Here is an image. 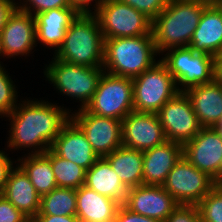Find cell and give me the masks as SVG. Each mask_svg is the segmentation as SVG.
I'll use <instances>...</instances> for the list:
<instances>
[{
    "label": "cell",
    "mask_w": 222,
    "mask_h": 222,
    "mask_svg": "<svg viewBox=\"0 0 222 222\" xmlns=\"http://www.w3.org/2000/svg\"><path fill=\"white\" fill-rule=\"evenodd\" d=\"M16 161L11 160L8 154L0 150V192L4 189L8 176L11 170L14 168Z\"/></svg>",
    "instance_id": "cell-36"
},
{
    "label": "cell",
    "mask_w": 222,
    "mask_h": 222,
    "mask_svg": "<svg viewBox=\"0 0 222 222\" xmlns=\"http://www.w3.org/2000/svg\"><path fill=\"white\" fill-rule=\"evenodd\" d=\"M0 37L6 58H15L19 55L25 58L30 56L37 46L34 16L17 7L2 29Z\"/></svg>",
    "instance_id": "cell-15"
},
{
    "label": "cell",
    "mask_w": 222,
    "mask_h": 222,
    "mask_svg": "<svg viewBox=\"0 0 222 222\" xmlns=\"http://www.w3.org/2000/svg\"><path fill=\"white\" fill-rule=\"evenodd\" d=\"M104 1L105 0H70L71 6L76 8L80 13H93V10L95 11ZM91 2L95 3L93 4V9L91 8Z\"/></svg>",
    "instance_id": "cell-38"
},
{
    "label": "cell",
    "mask_w": 222,
    "mask_h": 222,
    "mask_svg": "<svg viewBox=\"0 0 222 222\" xmlns=\"http://www.w3.org/2000/svg\"><path fill=\"white\" fill-rule=\"evenodd\" d=\"M196 53L216 56L222 49V10L208 4L201 15L189 46Z\"/></svg>",
    "instance_id": "cell-21"
},
{
    "label": "cell",
    "mask_w": 222,
    "mask_h": 222,
    "mask_svg": "<svg viewBox=\"0 0 222 222\" xmlns=\"http://www.w3.org/2000/svg\"><path fill=\"white\" fill-rule=\"evenodd\" d=\"M213 128L222 134V116Z\"/></svg>",
    "instance_id": "cell-41"
},
{
    "label": "cell",
    "mask_w": 222,
    "mask_h": 222,
    "mask_svg": "<svg viewBox=\"0 0 222 222\" xmlns=\"http://www.w3.org/2000/svg\"><path fill=\"white\" fill-rule=\"evenodd\" d=\"M218 182L183 156L167 175L162 187L178 204L197 205Z\"/></svg>",
    "instance_id": "cell-10"
},
{
    "label": "cell",
    "mask_w": 222,
    "mask_h": 222,
    "mask_svg": "<svg viewBox=\"0 0 222 222\" xmlns=\"http://www.w3.org/2000/svg\"><path fill=\"white\" fill-rule=\"evenodd\" d=\"M17 1V0H16ZM17 7L32 16L57 8L72 7L70 0H19Z\"/></svg>",
    "instance_id": "cell-31"
},
{
    "label": "cell",
    "mask_w": 222,
    "mask_h": 222,
    "mask_svg": "<svg viewBox=\"0 0 222 222\" xmlns=\"http://www.w3.org/2000/svg\"><path fill=\"white\" fill-rule=\"evenodd\" d=\"M198 0H169L164 10L152 20L151 33L157 53L170 48L188 47L204 8Z\"/></svg>",
    "instance_id": "cell-2"
},
{
    "label": "cell",
    "mask_w": 222,
    "mask_h": 222,
    "mask_svg": "<svg viewBox=\"0 0 222 222\" xmlns=\"http://www.w3.org/2000/svg\"><path fill=\"white\" fill-rule=\"evenodd\" d=\"M214 58H222V49L218 55L214 56Z\"/></svg>",
    "instance_id": "cell-45"
},
{
    "label": "cell",
    "mask_w": 222,
    "mask_h": 222,
    "mask_svg": "<svg viewBox=\"0 0 222 222\" xmlns=\"http://www.w3.org/2000/svg\"><path fill=\"white\" fill-rule=\"evenodd\" d=\"M22 102V103H21ZM45 100L19 101L5 117L10 120L7 148L31 151L27 154L45 153L51 148L63 126L71 119V109ZM29 148V149H28Z\"/></svg>",
    "instance_id": "cell-1"
},
{
    "label": "cell",
    "mask_w": 222,
    "mask_h": 222,
    "mask_svg": "<svg viewBox=\"0 0 222 222\" xmlns=\"http://www.w3.org/2000/svg\"><path fill=\"white\" fill-rule=\"evenodd\" d=\"M80 12L74 7L57 8L34 16L36 44L53 48L54 53L63 43L65 33Z\"/></svg>",
    "instance_id": "cell-19"
},
{
    "label": "cell",
    "mask_w": 222,
    "mask_h": 222,
    "mask_svg": "<svg viewBox=\"0 0 222 222\" xmlns=\"http://www.w3.org/2000/svg\"><path fill=\"white\" fill-rule=\"evenodd\" d=\"M30 222H80L76 216L36 215Z\"/></svg>",
    "instance_id": "cell-39"
},
{
    "label": "cell",
    "mask_w": 222,
    "mask_h": 222,
    "mask_svg": "<svg viewBox=\"0 0 222 222\" xmlns=\"http://www.w3.org/2000/svg\"><path fill=\"white\" fill-rule=\"evenodd\" d=\"M153 20L167 6L169 0H120Z\"/></svg>",
    "instance_id": "cell-32"
},
{
    "label": "cell",
    "mask_w": 222,
    "mask_h": 222,
    "mask_svg": "<svg viewBox=\"0 0 222 222\" xmlns=\"http://www.w3.org/2000/svg\"><path fill=\"white\" fill-rule=\"evenodd\" d=\"M182 156L183 145L167 140L143 151V185L162 186Z\"/></svg>",
    "instance_id": "cell-18"
},
{
    "label": "cell",
    "mask_w": 222,
    "mask_h": 222,
    "mask_svg": "<svg viewBox=\"0 0 222 222\" xmlns=\"http://www.w3.org/2000/svg\"><path fill=\"white\" fill-rule=\"evenodd\" d=\"M219 83V85H220V87H221V89H222V82H218Z\"/></svg>",
    "instance_id": "cell-46"
},
{
    "label": "cell",
    "mask_w": 222,
    "mask_h": 222,
    "mask_svg": "<svg viewBox=\"0 0 222 222\" xmlns=\"http://www.w3.org/2000/svg\"><path fill=\"white\" fill-rule=\"evenodd\" d=\"M160 60L173 76L177 90L214 81V56L196 53L190 47L170 48Z\"/></svg>",
    "instance_id": "cell-7"
},
{
    "label": "cell",
    "mask_w": 222,
    "mask_h": 222,
    "mask_svg": "<svg viewBox=\"0 0 222 222\" xmlns=\"http://www.w3.org/2000/svg\"><path fill=\"white\" fill-rule=\"evenodd\" d=\"M71 119L84 132L99 158L109 155L122 146L121 120L92 114L85 108L71 112Z\"/></svg>",
    "instance_id": "cell-12"
},
{
    "label": "cell",
    "mask_w": 222,
    "mask_h": 222,
    "mask_svg": "<svg viewBox=\"0 0 222 222\" xmlns=\"http://www.w3.org/2000/svg\"><path fill=\"white\" fill-rule=\"evenodd\" d=\"M164 222H201L197 205L179 204Z\"/></svg>",
    "instance_id": "cell-33"
},
{
    "label": "cell",
    "mask_w": 222,
    "mask_h": 222,
    "mask_svg": "<svg viewBox=\"0 0 222 222\" xmlns=\"http://www.w3.org/2000/svg\"><path fill=\"white\" fill-rule=\"evenodd\" d=\"M16 161L41 197L58 187L51 166V149L41 154H24Z\"/></svg>",
    "instance_id": "cell-26"
},
{
    "label": "cell",
    "mask_w": 222,
    "mask_h": 222,
    "mask_svg": "<svg viewBox=\"0 0 222 222\" xmlns=\"http://www.w3.org/2000/svg\"><path fill=\"white\" fill-rule=\"evenodd\" d=\"M123 205L132 212L164 222L179 204L162 186L139 185L128 189Z\"/></svg>",
    "instance_id": "cell-16"
},
{
    "label": "cell",
    "mask_w": 222,
    "mask_h": 222,
    "mask_svg": "<svg viewBox=\"0 0 222 222\" xmlns=\"http://www.w3.org/2000/svg\"><path fill=\"white\" fill-rule=\"evenodd\" d=\"M53 60L44 68L46 81L62 96H68L80 102V107L85 108L91 101L99 79L104 72L102 67H88L71 64L52 57Z\"/></svg>",
    "instance_id": "cell-5"
},
{
    "label": "cell",
    "mask_w": 222,
    "mask_h": 222,
    "mask_svg": "<svg viewBox=\"0 0 222 222\" xmlns=\"http://www.w3.org/2000/svg\"><path fill=\"white\" fill-rule=\"evenodd\" d=\"M93 14L104 39L152 35V20L120 0H105Z\"/></svg>",
    "instance_id": "cell-8"
},
{
    "label": "cell",
    "mask_w": 222,
    "mask_h": 222,
    "mask_svg": "<svg viewBox=\"0 0 222 222\" xmlns=\"http://www.w3.org/2000/svg\"><path fill=\"white\" fill-rule=\"evenodd\" d=\"M0 222H30V220L0 194Z\"/></svg>",
    "instance_id": "cell-34"
},
{
    "label": "cell",
    "mask_w": 222,
    "mask_h": 222,
    "mask_svg": "<svg viewBox=\"0 0 222 222\" xmlns=\"http://www.w3.org/2000/svg\"><path fill=\"white\" fill-rule=\"evenodd\" d=\"M104 36L93 13H80L65 33L53 57L77 65L102 67Z\"/></svg>",
    "instance_id": "cell-4"
},
{
    "label": "cell",
    "mask_w": 222,
    "mask_h": 222,
    "mask_svg": "<svg viewBox=\"0 0 222 222\" xmlns=\"http://www.w3.org/2000/svg\"><path fill=\"white\" fill-rule=\"evenodd\" d=\"M37 215L76 216V189L57 187L43 195Z\"/></svg>",
    "instance_id": "cell-27"
},
{
    "label": "cell",
    "mask_w": 222,
    "mask_h": 222,
    "mask_svg": "<svg viewBox=\"0 0 222 222\" xmlns=\"http://www.w3.org/2000/svg\"><path fill=\"white\" fill-rule=\"evenodd\" d=\"M122 146L146 151L166 141L156 113L130 112L122 121Z\"/></svg>",
    "instance_id": "cell-14"
},
{
    "label": "cell",
    "mask_w": 222,
    "mask_h": 222,
    "mask_svg": "<svg viewBox=\"0 0 222 222\" xmlns=\"http://www.w3.org/2000/svg\"><path fill=\"white\" fill-rule=\"evenodd\" d=\"M132 78L103 72L85 109L92 114L123 120L133 109Z\"/></svg>",
    "instance_id": "cell-9"
},
{
    "label": "cell",
    "mask_w": 222,
    "mask_h": 222,
    "mask_svg": "<svg viewBox=\"0 0 222 222\" xmlns=\"http://www.w3.org/2000/svg\"><path fill=\"white\" fill-rule=\"evenodd\" d=\"M113 222H161V221L132 212L129 209H127L123 204H121Z\"/></svg>",
    "instance_id": "cell-35"
},
{
    "label": "cell",
    "mask_w": 222,
    "mask_h": 222,
    "mask_svg": "<svg viewBox=\"0 0 222 222\" xmlns=\"http://www.w3.org/2000/svg\"><path fill=\"white\" fill-rule=\"evenodd\" d=\"M201 222H222V184H217L198 204Z\"/></svg>",
    "instance_id": "cell-29"
},
{
    "label": "cell",
    "mask_w": 222,
    "mask_h": 222,
    "mask_svg": "<svg viewBox=\"0 0 222 222\" xmlns=\"http://www.w3.org/2000/svg\"><path fill=\"white\" fill-rule=\"evenodd\" d=\"M50 149L86 171L99 159L84 132L72 119L63 126Z\"/></svg>",
    "instance_id": "cell-17"
},
{
    "label": "cell",
    "mask_w": 222,
    "mask_h": 222,
    "mask_svg": "<svg viewBox=\"0 0 222 222\" xmlns=\"http://www.w3.org/2000/svg\"><path fill=\"white\" fill-rule=\"evenodd\" d=\"M30 221L40 211L41 196L36 192L28 175L16 164L11 170L4 189L0 192Z\"/></svg>",
    "instance_id": "cell-20"
},
{
    "label": "cell",
    "mask_w": 222,
    "mask_h": 222,
    "mask_svg": "<svg viewBox=\"0 0 222 222\" xmlns=\"http://www.w3.org/2000/svg\"><path fill=\"white\" fill-rule=\"evenodd\" d=\"M133 109L137 112L157 113L179 91L173 76L160 60L132 79Z\"/></svg>",
    "instance_id": "cell-6"
},
{
    "label": "cell",
    "mask_w": 222,
    "mask_h": 222,
    "mask_svg": "<svg viewBox=\"0 0 222 222\" xmlns=\"http://www.w3.org/2000/svg\"><path fill=\"white\" fill-rule=\"evenodd\" d=\"M214 81L222 82V58H214Z\"/></svg>",
    "instance_id": "cell-40"
},
{
    "label": "cell",
    "mask_w": 222,
    "mask_h": 222,
    "mask_svg": "<svg viewBox=\"0 0 222 222\" xmlns=\"http://www.w3.org/2000/svg\"><path fill=\"white\" fill-rule=\"evenodd\" d=\"M215 5H217L222 10V0H217Z\"/></svg>",
    "instance_id": "cell-44"
},
{
    "label": "cell",
    "mask_w": 222,
    "mask_h": 222,
    "mask_svg": "<svg viewBox=\"0 0 222 222\" xmlns=\"http://www.w3.org/2000/svg\"><path fill=\"white\" fill-rule=\"evenodd\" d=\"M198 1H204L208 4H215L217 0H198Z\"/></svg>",
    "instance_id": "cell-43"
},
{
    "label": "cell",
    "mask_w": 222,
    "mask_h": 222,
    "mask_svg": "<svg viewBox=\"0 0 222 222\" xmlns=\"http://www.w3.org/2000/svg\"><path fill=\"white\" fill-rule=\"evenodd\" d=\"M16 8L17 3L15 0H0V33Z\"/></svg>",
    "instance_id": "cell-37"
},
{
    "label": "cell",
    "mask_w": 222,
    "mask_h": 222,
    "mask_svg": "<svg viewBox=\"0 0 222 222\" xmlns=\"http://www.w3.org/2000/svg\"><path fill=\"white\" fill-rule=\"evenodd\" d=\"M51 166L59 188L78 189L85 184L86 170L51 150Z\"/></svg>",
    "instance_id": "cell-28"
},
{
    "label": "cell",
    "mask_w": 222,
    "mask_h": 222,
    "mask_svg": "<svg viewBox=\"0 0 222 222\" xmlns=\"http://www.w3.org/2000/svg\"><path fill=\"white\" fill-rule=\"evenodd\" d=\"M120 206L86 185L76 189V217L80 222H113Z\"/></svg>",
    "instance_id": "cell-23"
},
{
    "label": "cell",
    "mask_w": 222,
    "mask_h": 222,
    "mask_svg": "<svg viewBox=\"0 0 222 222\" xmlns=\"http://www.w3.org/2000/svg\"><path fill=\"white\" fill-rule=\"evenodd\" d=\"M0 57L2 58H4L5 57V55H4V53H3V50H2V44H1V37H0ZM3 62L1 61L0 62V66H2L1 64H2Z\"/></svg>",
    "instance_id": "cell-42"
},
{
    "label": "cell",
    "mask_w": 222,
    "mask_h": 222,
    "mask_svg": "<svg viewBox=\"0 0 222 222\" xmlns=\"http://www.w3.org/2000/svg\"><path fill=\"white\" fill-rule=\"evenodd\" d=\"M157 55L152 35L105 39L102 68L111 75L133 79L158 62Z\"/></svg>",
    "instance_id": "cell-3"
},
{
    "label": "cell",
    "mask_w": 222,
    "mask_h": 222,
    "mask_svg": "<svg viewBox=\"0 0 222 222\" xmlns=\"http://www.w3.org/2000/svg\"><path fill=\"white\" fill-rule=\"evenodd\" d=\"M84 185L120 204H123L126 200L128 189L104 157L99 158L86 171Z\"/></svg>",
    "instance_id": "cell-24"
},
{
    "label": "cell",
    "mask_w": 222,
    "mask_h": 222,
    "mask_svg": "<svg viewBox=\"0 0 222 222\" xmlns=\"http://www.w3.org/2000/svg\"><path fill=\"white\" fill-rule=\"evenodd\" d=\"M202 127H214L222 116V89L218 82L200 84L184 91Z\"/></svg>",
    "instance_id": "cell-22"
},
{
    "label": "cell",
    "mask_w": 222,
    "mask_h": 222,
    "mask_svg": "<svg viewBox=\"0 0 222 222\" xmlns=\"http://www.w3.org/2000/svg\"><path fill=\"white\" fill-rule=\"evenodd\" d=\"M6 68L0 66V117L10 114L18 104V90Z\"/></svg>",
    "instance_id": "cell-30"
},
{
    "label": "cell",
    "mask_w": 222,
    "mask_h": 222,
    "mask_svg": "<svg viewBox=\"0 0 222 222\" xmlns=\"http://www.w3.org/2000/svg\"><path fill=\"white\" fill-rule=\"evenodd\" d=\"M183 157L218 183L222 181V134L213 127H202L183 145Z\"/></svg>",
    "instance_id": "cell-13"
},
{
    "label": "cell",
    "mask_w": 222,
    "mask_h": 222,
    "mask_svg": "<svg viewBox=\"0 0 222 222\" xmlns=\"http://www.w3.org/2000/svg\"><path fill=\"white\" fill-rule=\"evenodd\" d=\"M156 114L167 141L184 145L192 140L202 128L184 92L177 93Z\"/></svg>",
    "instance_id": "cell-11"
},
{
    "label": "cell",
    "mask_w": 222,
    "mask_h": 222,
    "mask_svg": "<svg viewBox=\"0 0 222 222\" xmlns=\"http://www.w3.org/2000/svg\"><path fill=\"white\" fill-rule=\"evenodd\" d=\"M127 189L143 185V152L121 146L104 157Z\"/></svg>",
    "instance_id": "cell-25"
}]
</instances>
